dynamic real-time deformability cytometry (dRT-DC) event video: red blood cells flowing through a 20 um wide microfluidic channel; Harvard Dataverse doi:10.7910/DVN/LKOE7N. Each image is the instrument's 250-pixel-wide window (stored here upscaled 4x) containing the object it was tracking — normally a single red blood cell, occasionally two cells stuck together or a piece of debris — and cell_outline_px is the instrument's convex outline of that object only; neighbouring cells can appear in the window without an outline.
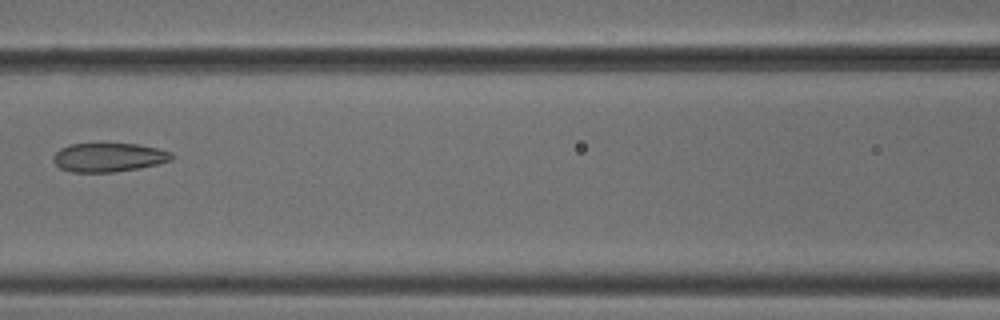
{"species": "common noctule bat (a hibernating species)", "species_latin": "Nyctalus noctula", "temperature_condition": "cold", "stored_images_in_passage": 7, "camera_frame_rate_fps": 3000, "um_per_image_px": 0.085, "animal": {"sex": "male", "body_mass_g": 18.8}, "frame": {"image": 1, "passage_image": 7, "time_ms": 2.0, "image_size_px": [1000, 320], "cell_outline_px": [[172, 160], [140, 168], [112, 172], [72, 172], [60, 168], [52, 160], [52, 156], [60, 148], [68, 144], [104, 140], [136, 144], [156, 148], [172, 152]], "centroid_in_image_um": [9.18, 13.32], "position_along_channel_um": 157.4, "area_um2": 20.81}}